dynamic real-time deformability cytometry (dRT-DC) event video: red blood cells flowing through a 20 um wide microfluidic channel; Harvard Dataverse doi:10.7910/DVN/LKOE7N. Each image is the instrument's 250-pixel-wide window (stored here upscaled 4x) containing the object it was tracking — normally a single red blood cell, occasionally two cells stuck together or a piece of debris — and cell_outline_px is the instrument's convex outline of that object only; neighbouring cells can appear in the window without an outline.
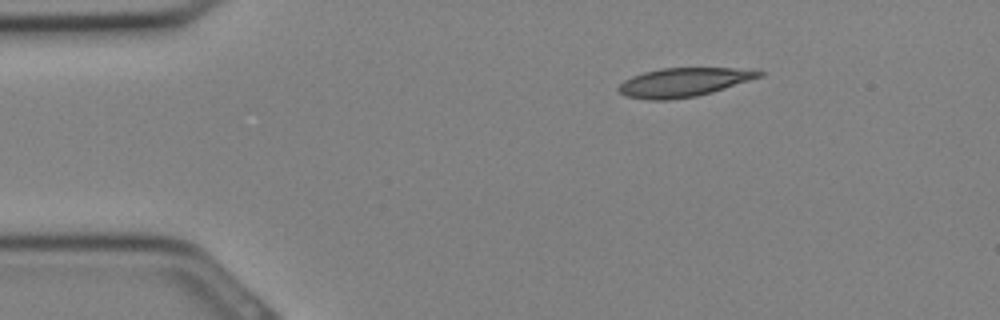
{"species": "Egyptian fruit bat (a non-hibernating species)", "species_latin": "Rousettus aegyptiacus", "temperature_condition": "cold", "stored_images_in_passage": 9, "camera_frame_rate_fps": 3000, "um_per_image_px": 0.085, "animal": {"sex": "female"}, "frame": {"image": 1, "passage_image": 1, "time_ms": 0.0, "image_size_px": [1000, 320], "cell_outline_px": [[764, 76], [712, 92], [696, 96], [668, 100], [648, 100], [624, 96], [616, 88], [624, 80], [632, 76], [644, 72], [660, 68], [732, 68], [764, 72]], "centroid_in_image_um": [58.07, 7.0], "position_along_channel_um": 26.9, "area_um2": 23.58}}
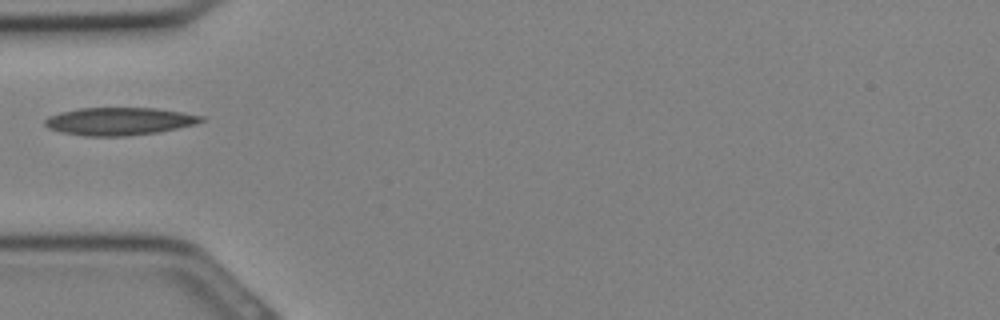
{"frame": {"image": 2, "passage_image": 6, "time_ms": 1.667, "image_size_px": [1000, 320], "cell_outline_px": [[204, 120], [196, 124], [160, 132], [124, 136], [84, 136], [60, 132], [48, 128], [44, 124], [44, 120], [48, 116], [60, 112], [80, 108], [156, 108], [204, 116]], "centroid_in_image_um": [10.11, 10.31], "position_along_channel_um": 74.9, "area_um2": 25.32}}
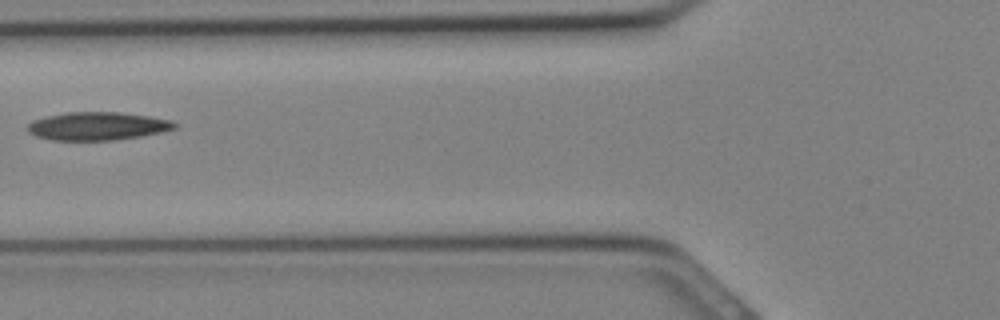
{"frame": {"image": 3, "passage_image": 8, "time_ms": 2.333, "image_size_px": [1000, 320], "cell_outline_px": [[180, 124], [176, 128], [160, 132], [140, 136], [112, 140], [52, 140], [36, 136], [28, 132], [28, 124], [32, 120], [44, 116], [68, 112], [120, 112], [148, 116], [168, 120]], "centroid_in_image_um": [8.26, 10.71], "position_along_channel_um": 117.5, "area_um2": 24.04}}